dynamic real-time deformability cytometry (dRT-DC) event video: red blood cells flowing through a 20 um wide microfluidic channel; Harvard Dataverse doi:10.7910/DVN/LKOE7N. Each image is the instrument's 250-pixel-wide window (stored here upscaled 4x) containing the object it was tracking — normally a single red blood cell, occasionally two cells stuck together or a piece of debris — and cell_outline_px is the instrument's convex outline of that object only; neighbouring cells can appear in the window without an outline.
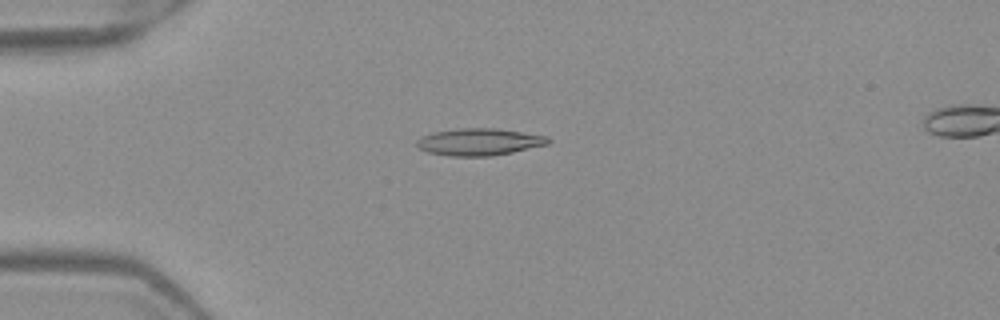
{"species": "Egyptian fruit bat (a non-hibernating species)", "species_latin": "Rousettus aegyptiacus", "temperature_condition": "warm", "stored_images_in_passage": 5, "camera_frame_rate_fps": 3000, "um_per_image_px": 0.085, "frame": {"image": 1, "passage_image": 3, "time_ms": 0.667, "image_size_px": [1000, 320], "cell_outline_px": [[552, 140], [548, 144], [512, 152], [492, 156], [448, 156], [428, 152], [420, 148], [416, 144], [416, 140], [420, 136], [436, 132], [460, 128], [496, 128], [548, 136]], "centroid_in_image_um": [40.74, 12.06], "position_along_channel_um": 44.3, "area_um2": 20.69}}
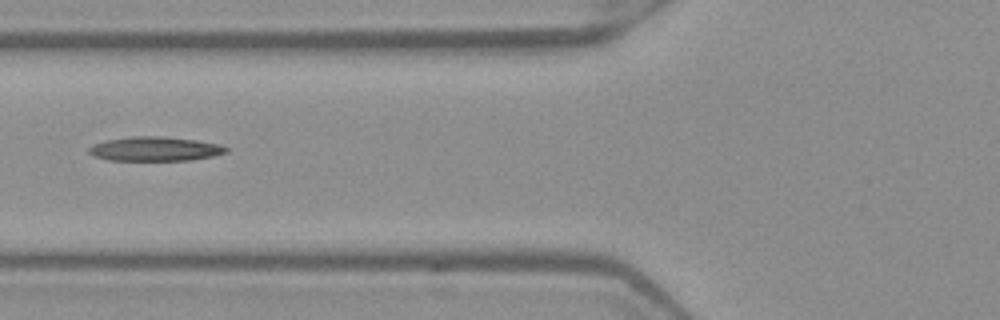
{"frame": {"image": 2, "passage_image": 5, "time_ms": 1.333, "image_size_px": [1000, 320], "cell_outline_px": [[228, 152], [212, 156], [192, 160], [108, 160], [96, 156], [88, 152], [88, 148], [92, 144], [104, 140], [132, 136], [160, 136], [196, 140], [220, 144], [228, 148]], "centroid_in_image_um": [13.17, 12.65], "position_along_channel_um": 112.6, "area_um2": 19.42}}